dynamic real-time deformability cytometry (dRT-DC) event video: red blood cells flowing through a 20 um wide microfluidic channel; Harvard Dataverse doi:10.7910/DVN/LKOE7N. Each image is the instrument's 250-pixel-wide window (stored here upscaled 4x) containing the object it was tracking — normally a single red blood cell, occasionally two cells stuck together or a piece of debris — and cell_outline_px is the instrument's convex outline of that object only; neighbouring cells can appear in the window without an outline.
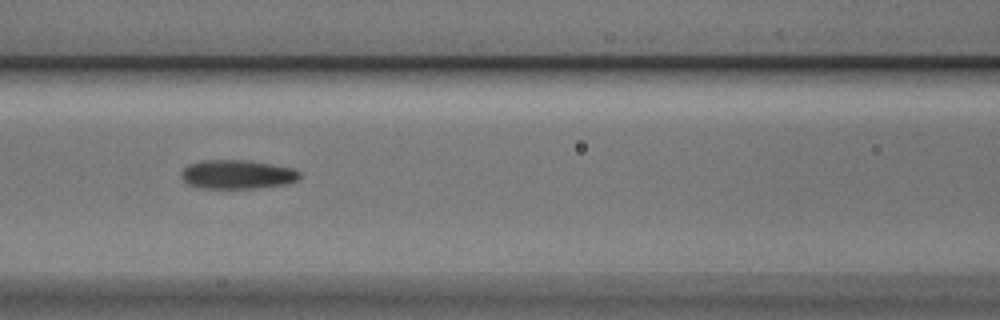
{"species": "Egyptian fruit bat (a non-hibernating species)", "species_latin": "Rousettus aegyptiacus", "temperature_condition": "cold", "stored_images_in_passage": 10, "camera_frame_rate_fps": 3000, "um_per_image_px": 0.085, "animal": {"sex": "male"}, "frame": {"image": 1, "passage_image": 5, "time_ms": 1.333, "image_size_px": [1000, 320], "cell_outline_px": [[300, 176], [296, 180], [284, 184], [256, 188], [204, 188], [188, 184], [180, 176], [180, 172], [188, 164], [200, 160], [248, 160], [296, 168], [300, 172]], "centroid_in_image_um": [20.15, 14.81], "position_along_channel_um": 146.4, "area_um2": 20.06}}
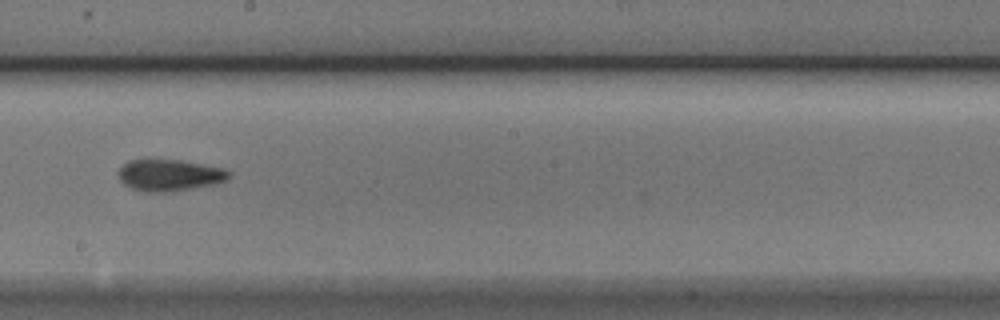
{"frame": {"image": 2, "passage_image": 7, "time_ms": 2.0, "image_size_px": [1000, 320], "cell_outline_px": [[232, 176], [228, 180], [216, 184], [172, 192], [144, 192], [132, 188], [124, 184], [120, 180], [116, 172], [128, 160], [144, 156], [180, 160], [224, 168], [232, 172]], "centroid_in_image_um": [14.39, 14.85], "position_along_channel_um": 233.8, "area_um2": 21.39}}
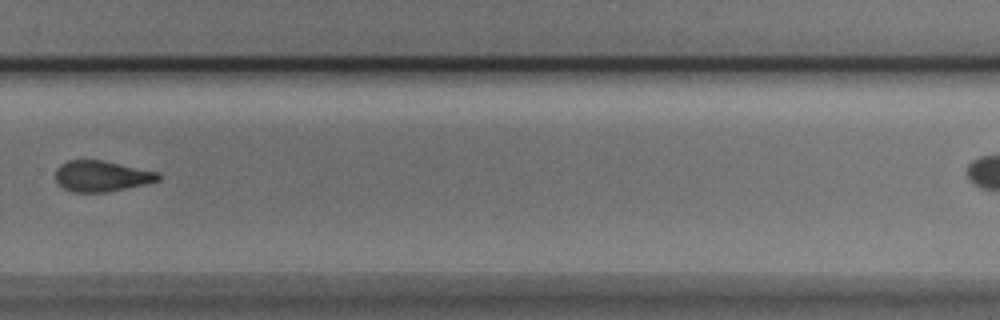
{"frame": {"image": 3, "passage_image": 9, "time_ms": 2.667, "image_size_px": [1000, 320], "cell_outline_px": [[160, 180], [144, 184], [108, 192], [72, 192], [64, 188], [56, 180], [56, 168], [60, 164], [68, 160], [104, 160], [160, 172]], "centroid_in_image_um": [8.65, 14.96], "position_along_channel_um": 321.2, "area_um2": 18.55}}